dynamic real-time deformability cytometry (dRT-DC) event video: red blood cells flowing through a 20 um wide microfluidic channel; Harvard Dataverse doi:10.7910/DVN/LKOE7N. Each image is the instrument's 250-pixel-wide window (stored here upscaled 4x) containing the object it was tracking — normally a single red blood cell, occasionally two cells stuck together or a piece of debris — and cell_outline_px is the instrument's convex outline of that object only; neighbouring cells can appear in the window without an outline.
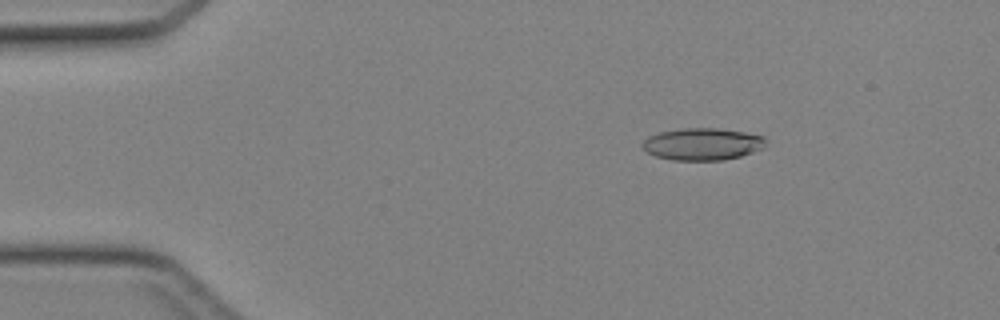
{"species": "Egyptian fruit bat (a non-hibernating species)", "species_latin": "Rousettus aegyptiacus", "temperature_condition": "cold", "stored_images_in_passage": 45, "camera_frame_rate_fps": 3000, "um_per_image_px": 0.085, "animal": {"sex": "female"}, "frame": {"image": 1, "passage_image": 7, "time_ms": 2.0, "image_size_px": [1000, 320], "cell_outline_px": [[768, 140], [764, 148], [740, 156], [724, 160], [672, 160], [656, 156], [648, 152], [640, 144], [648, 136], [660, 132], [684, 128], [716, 128], [744, 132], [764, 136]], "centroid_in_image_um": [59.73, 12.24], "position_along_channel_um": 25.3, "area_um2": 23.12}}
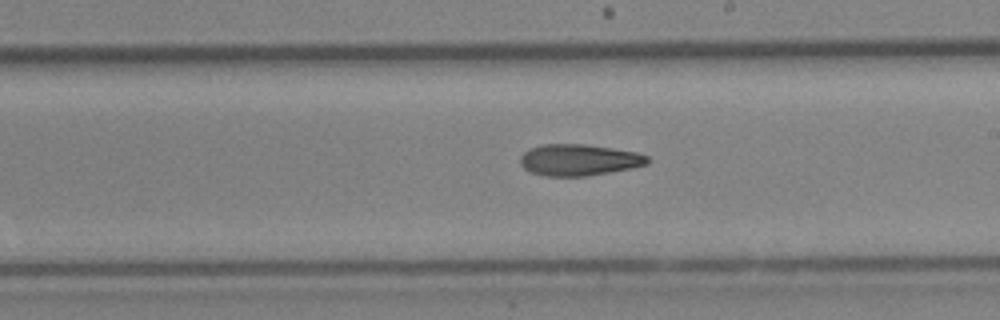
{"frame": {"image": 2, "passage_image": 26, "time_ms": 8.333, "image_size_px": [1000, 320], "cell_outline_px": [[648, 164], [632, 168], [588, 176], [544, 176], [532, 172], [524, 168], [520, 164], [520, 156], [524, 152], [532, 148], [544, 144], [584, 144], [612, 148], [636, 152], [648, 156]], "centroid_in_image_um": [49.21, 13.6], "position_along_channel_um": 239.8, "area_um2": 23.24}}
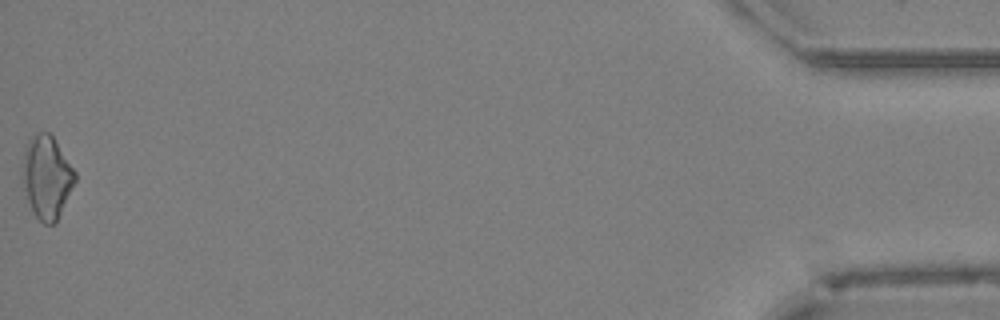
{"frame": {"image": 3, "passage_image": 45, "time_ms": 14.667, "image_size_px": [1000, 320], "cell_outline_px": [[76, 180], [56, 224], [44, 224], [32, 212], [24, 188], [24, 148], [28, 140], [40, 132], [48, 132], [52, 136], [76, 172]], "centroid_in_image_um": [4.0, 15.09], "position_along_channel_um": 431.2, "area_um2": 24.91}}